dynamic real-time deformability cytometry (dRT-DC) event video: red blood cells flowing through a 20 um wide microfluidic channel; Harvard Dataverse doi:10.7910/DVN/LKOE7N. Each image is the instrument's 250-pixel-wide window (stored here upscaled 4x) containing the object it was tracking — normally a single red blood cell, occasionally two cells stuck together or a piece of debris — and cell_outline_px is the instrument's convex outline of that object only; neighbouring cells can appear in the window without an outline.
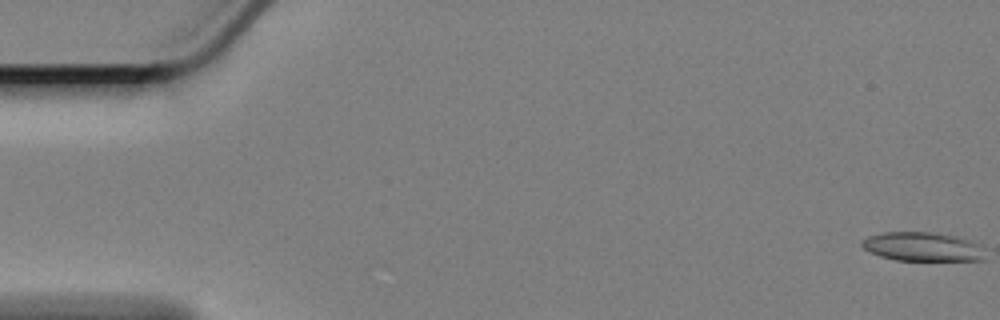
{"species": "Egyptian fruit bat (a non-hibernating species)", "species_latin": "Rousettus aegyptiacus", "temperature_condition": "cold", "stored_images_in_passage": 38, "camera_frame_rate_fps": 3000, "um_per_image_px": 0.085, "animal": {"sex": "female"}, "frame": {"image": 1, "passage_image": 1, "time_ms": 0.0, "image_size_px": [1000, 320], "cell_outline_px": [[984, 260], [896, 260], [880, 256], [864, 248], [860, 244], [860, 240], [868, 236], [884, 232], [928, 232], [952, 236], [968, 240], [984, 248]], "centroid_in_image_um": [78.37, 20.97], "position_along_channel_um": 6.6, "area_um2": 20.52}}
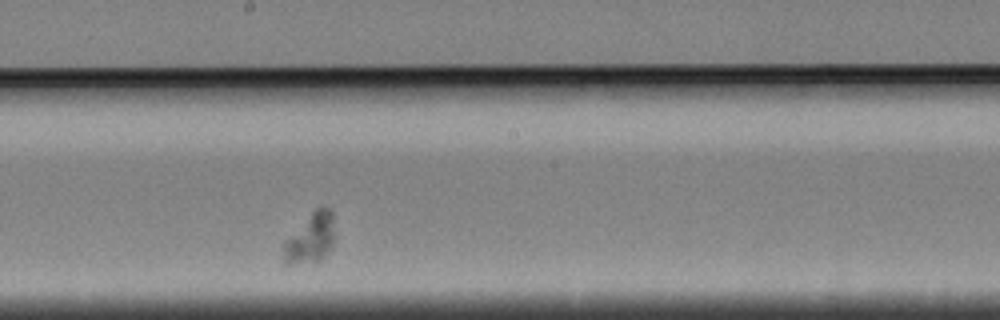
{"frame": {"image": 2, "passage_image": 23, "time_ms": 7.333, "image_size_px": [1000, 320], "cell_outline_px": [[336, 240], [328, 252], [316, 264], [284, 264], [284, 240], [316, 208], [332, 208], [336, 236]], "centroid_in_image_um": [26.44, 20.28], "position_along_channel_um": 221.8, "area_um2": 15.37}}
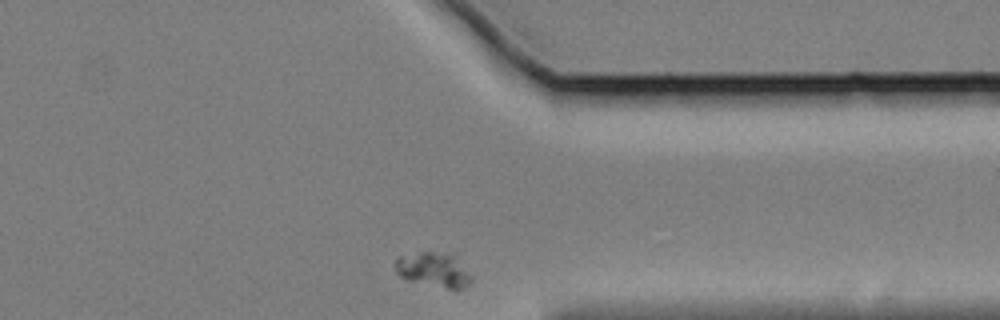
{"frame": {"image": 3, "passage_image": 38, "time_ms": 12.333, "image_size_px": [1000, 320], "cell_outline_px": [[472, 280], [464, 288], [456, 292], [408, 280], [400, 276], [396, 272], [392, 264], [400, 256], [420, 252], [432, 252], [456, 256], [472, 276]], "centroid_in_image_um": [36.87, 22.98], "position_along_channel_um": 374.5, "area_um2": 15.72}}